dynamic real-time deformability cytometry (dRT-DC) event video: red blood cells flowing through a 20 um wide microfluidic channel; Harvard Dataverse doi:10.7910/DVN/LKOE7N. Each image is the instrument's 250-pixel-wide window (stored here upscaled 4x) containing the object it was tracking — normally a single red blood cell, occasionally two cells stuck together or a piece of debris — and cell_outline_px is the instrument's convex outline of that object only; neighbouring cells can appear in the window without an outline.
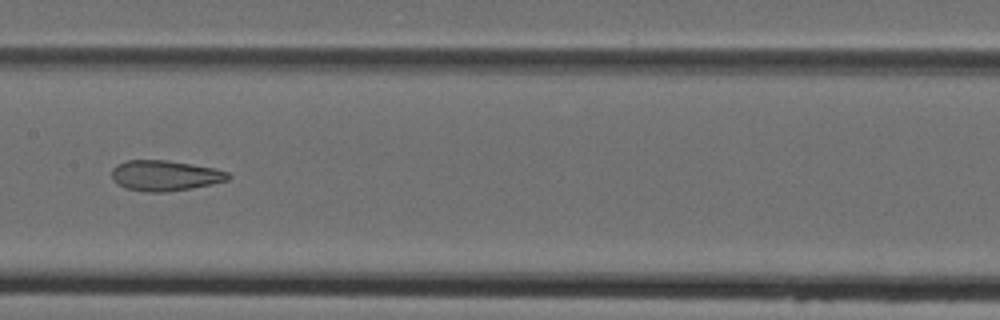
{"species": "Egyptian fruit bat (a non-hibernating species)", "species_latin": "Rousettus aegyptiacus", "temperature_condition": "cold", "stored_images_in_passage": 8, "camera_frame_rate_fps": 3000, "um_per_image_px": 0.085, "animal": {"sex": "female"}, "frame": {"image": 1, "passage_image": 8, "time_ms": 9.0, "image_size_px": [1000, 320], "cell_outline_px": [[232, 176], [228, 180], [212, 184], [192, 188], [164, 192], [148, 192], [124, 188], [112, 180], [112, 168], [116, 164], [128, 160], [168, 160], [216, 168], [228, 172]], "centroid_in_image_um": [14.03, 14.92], "position_along_channel_um": 193.4, "area_um2": 20.87}}